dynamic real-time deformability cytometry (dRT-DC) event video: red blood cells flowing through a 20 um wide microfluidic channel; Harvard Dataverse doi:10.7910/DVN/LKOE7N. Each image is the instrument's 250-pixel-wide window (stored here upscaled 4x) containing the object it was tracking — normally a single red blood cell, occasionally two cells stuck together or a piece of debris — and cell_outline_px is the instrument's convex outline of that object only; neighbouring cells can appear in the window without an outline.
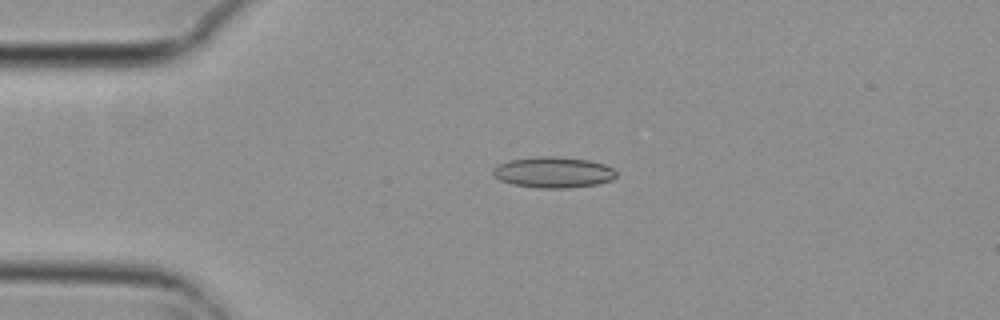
{"species": "common noctule bat (a hibernating species)", "species_latin": "Nyctalus noctula", "temperature_condition": "cold", "stored_images_in_passage": 3, "camera_frame_rate_fps": 3000, "um_per_image_px": 0.085, "animal": {"sex": "female", "body_mass_g": 29.2, "forearm_length_mm": 56.3}, "frame": {"image": 1, "passage_image": 2, "time_ms": 0.333, "image_size_px": [1000, 320], "cell_outline_px": [[616, 176], [612, 180], [596, 184], [568, 188], [540, 188], [512, 184], [500, 180], [492, 172], [492, 168], [496, 164], [508, 160], [536, 156], [556, 156], [588, 160], [604, 164], [612, 168], [616, 172]], "centroid_in_image_um": [47.0, 14.64], "position_along_channel_um": 38.0, "area_um2": 22.31}}